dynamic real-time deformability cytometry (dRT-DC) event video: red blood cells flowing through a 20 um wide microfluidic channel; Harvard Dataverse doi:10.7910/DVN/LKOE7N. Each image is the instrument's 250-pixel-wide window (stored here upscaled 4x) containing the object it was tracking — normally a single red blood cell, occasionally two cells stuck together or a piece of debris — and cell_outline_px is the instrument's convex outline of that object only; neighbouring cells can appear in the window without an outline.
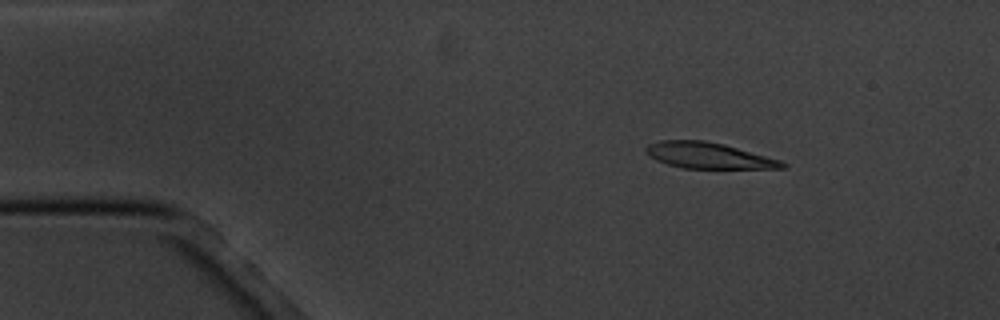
{"species": "common noctule bat (a hibernating species)", "species_latin": "Nyctalus noctula", "temperature_condition": "cold", "stored_images_in_passage": 3, "camera_frame_rate_fps": 3000, "um_per_image_px": 0.085, "animal": {"sex": "male", "body_mass_g": 20.1, "forearm_length_mm": 53.5}, "frame": {"image": 1, "passage_image": 1, "time_ms": 0.0, "image_size_px": [1000, 320], "cell_outline_px": [[788, 164], [784, 168], [684, 168], [668, 164], [656, 160], [648, 156], [644, 152], [644, 148], [648, 144], [660, 140], [704, 140], [724, 144], [780, 160]], "centroid_in_image_um": [60.16, 13.21], "position_along_channel_um": 24.8, "area_um2": 20.58}}